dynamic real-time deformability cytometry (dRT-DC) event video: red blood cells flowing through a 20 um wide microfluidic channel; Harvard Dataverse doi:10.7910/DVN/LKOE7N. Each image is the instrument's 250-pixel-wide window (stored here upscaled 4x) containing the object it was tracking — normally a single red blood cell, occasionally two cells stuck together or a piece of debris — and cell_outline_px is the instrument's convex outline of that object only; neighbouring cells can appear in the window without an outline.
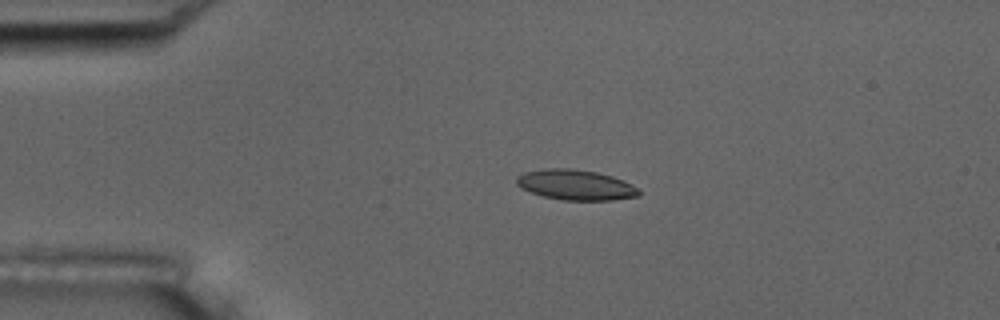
{"species": "common noctule bat (a hibernating species)", "species_latin": "Nyctalus noctula", "temperature_condition": "room temperature", "stored_images_in_passage": 5, "camera_frame_rate_fps": 3000, "um_per_image_px": 0.085, "animal": {"sex": "male", "body_mass_g": 17.5, "forearm_length_mm": 52.3}, "frame": {"image": 1, "passage_image": 4, "time_ms": 1.0, "image_size_px": [1000, 320], "cell_outline_px": [[640, 196], [612, 200], [564, 200], [544, 196], [520, 188], [516, 184], [516, 176], [524, 172], [544, 168], [572, 168], [596, 172], [612, 176], [624, 180], [632, 184], [640, 192]], "centroid_in_image_um": [48.92, 15.7], "position_along_channel_um": 36.1, "area_um2": 21.68}}